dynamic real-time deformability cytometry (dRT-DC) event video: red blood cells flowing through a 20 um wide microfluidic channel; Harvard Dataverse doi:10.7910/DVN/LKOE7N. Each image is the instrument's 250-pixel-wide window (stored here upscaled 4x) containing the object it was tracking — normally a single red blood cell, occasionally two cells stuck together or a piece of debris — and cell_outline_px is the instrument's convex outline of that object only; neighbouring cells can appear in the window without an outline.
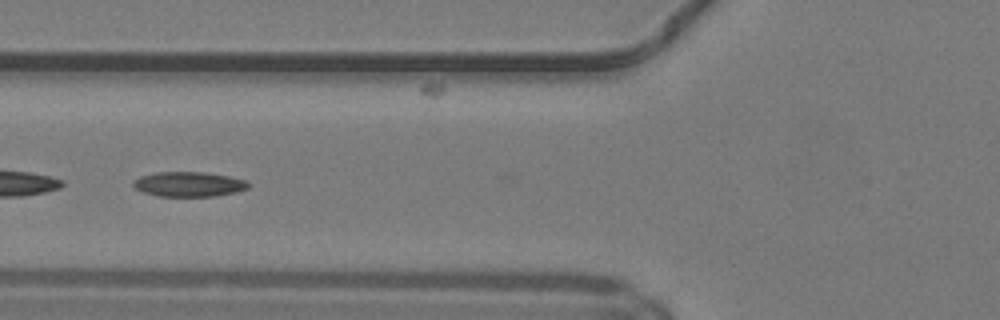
{"species": "common noctule bat (a hibernating species)", "species_latin": "Nyctalus noctula", "temperature_condition": "warm", "stored_images_in_passage": 50, "segment_of_instrument_passage": [2, 2], "camera_frame_rate_fps": 3000, "um_per_image_px": 0.085, "animal": {"sex": "male", "body_mass_g": 19.2, "forearm_length_mm": 51.8}, "frame": {"image": 1, "passage_image": 20, "time_ms": 6.333, "image_size_px": [1000, 320], "cell_outline_px": [[252, 184], [248, 188], [236, 192], [216, 196], [156, 196], [144, 192], [136, 188], [132, 184], [132, 180], [140, 176], [156, 172], [204, 172], [228, 176], [248, 180]], "centroid_in_image_um": [16.08, 15.65], "position_along_channel_um": 109.7, "area_um2": 16.82}}
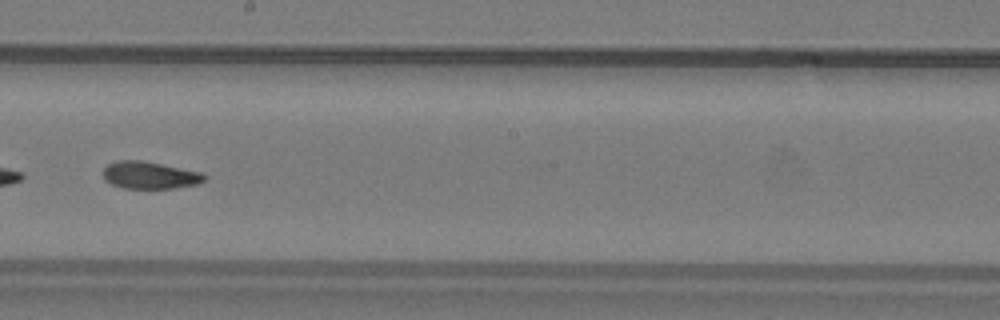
{"frame": {"image": 2, "passage_image": 29, "time_ms": 9.333, "image_size_px": [1000, 320], "cell_outline_px": [[208, 176], [204, 180], [196, 184], [176, 188], [124, 188], [112, 184], [104, 180], [104, 168], [108, 164], [116, 160], [140, 160], [204, 172]], "centroid_in_image_um": [12.75, 14.88], "position_along_channel_um": 235.4, "area_um2": 16.13}}